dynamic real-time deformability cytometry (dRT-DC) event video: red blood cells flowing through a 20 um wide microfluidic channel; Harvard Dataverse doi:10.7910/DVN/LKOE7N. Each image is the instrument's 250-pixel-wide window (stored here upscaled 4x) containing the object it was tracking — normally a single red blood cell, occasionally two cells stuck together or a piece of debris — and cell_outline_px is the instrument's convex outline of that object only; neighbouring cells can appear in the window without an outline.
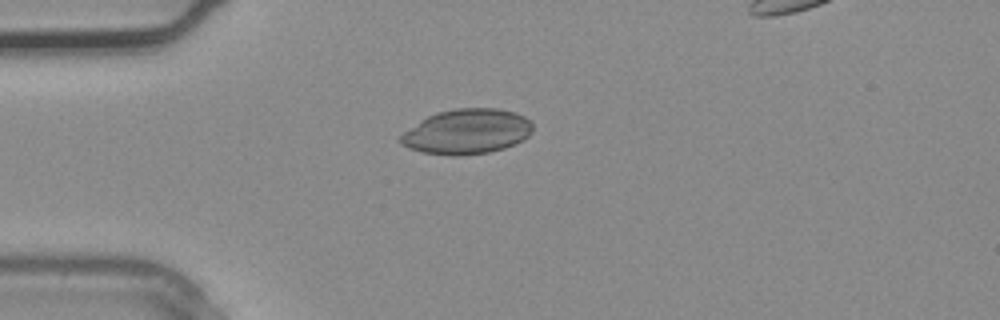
{"species": "common noctule bat (a hibernating species)", "species_latin": "Nyctalus noctula", "temperature_condition": "warm", "stored_images_in_passage": 2, "camera_frame_rate_fps": 3000, "um_per_image_px": 0.085, "animal": {"sex": "male", "body_mass_g": 20.4}, "frame": {"image": 1, "passage_image": 1, "time_ms": 0.0, "image_size_px": [1000, 320], "cell_outline_px": [[532, 132], [524, 140], [504, 148], [488, 152], [460, 156], [452, 156], [424, 152], [408, 148], [400, 144], [396, 140], [404, 132], [420, 120], [436, 112], [456, 108], [496, 108], [516, 112], [532, 120]], "centroid_in_image_um": [39.69, 11.18], "position_along_channel_um": 45.3, "area_um2": 34.97}}